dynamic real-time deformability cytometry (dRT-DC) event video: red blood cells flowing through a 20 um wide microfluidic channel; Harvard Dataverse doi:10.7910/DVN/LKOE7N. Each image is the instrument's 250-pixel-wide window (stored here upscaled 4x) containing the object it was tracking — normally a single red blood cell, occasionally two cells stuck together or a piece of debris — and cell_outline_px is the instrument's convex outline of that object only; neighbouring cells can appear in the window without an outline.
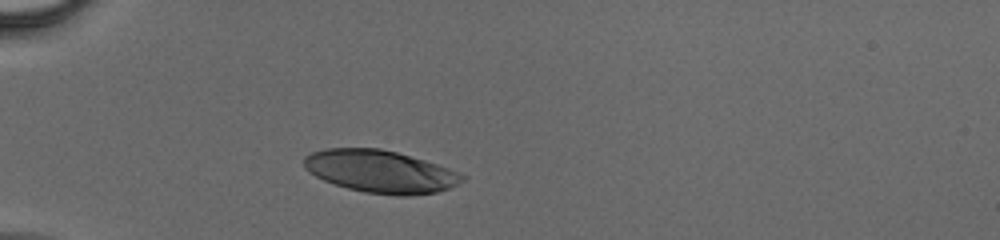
{"species": "human", "species_latin": "Homo sapiens", "temperature_condition": "cold", "stored_images_in_passage": 28, "camera_frame_rate_fps": 3000, "um_per_image_px": 0.085, "donor": {"sex": "male"}, "frame": {"image": 1, "passage_image": 1, "time_ms": 0.0, "image_size_px": [1000, 240], "cell_outline_px": [[468, 176], [464, 180], [448, 188], [436, 192], [412, 196], [396, 196], [364, 192], [348, 188], [324, 180], [308, 172], [304, 168], [304, 156], [312, 152], [328, 148], [380, 148], [396, 152], [424, 160], [460, 172]], "centroid_in_image_um": [32.34, 14.58], "position_along_channel_um": 52.7, "area_um2": 39.19}}
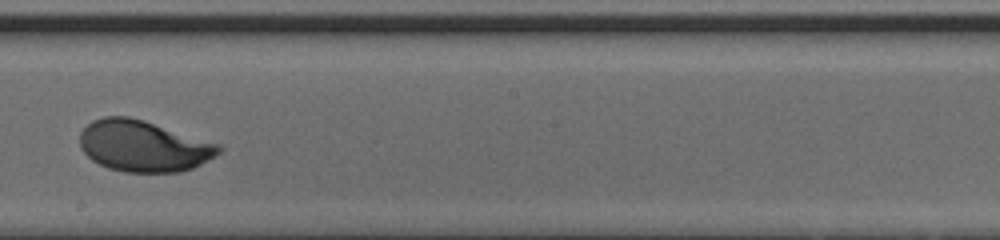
{"frame": {"image": 2, "passage_image": 15, "time_ms": 4.667, "image_size_px": [1000, 240], "cell_outline_px": [[224, 148], [216, 156], [192, 168], [180, 172], [124, 172], [108, 168], [92, 160], [80, 148], [80, 132], [92, 120], [104, 116], [128, 116], [144, 120], [220, 144]], "centroid_in_image_um": [12.2, 12.41], "position_along_channel_um": 236.0, "area_um2": 41.56}}
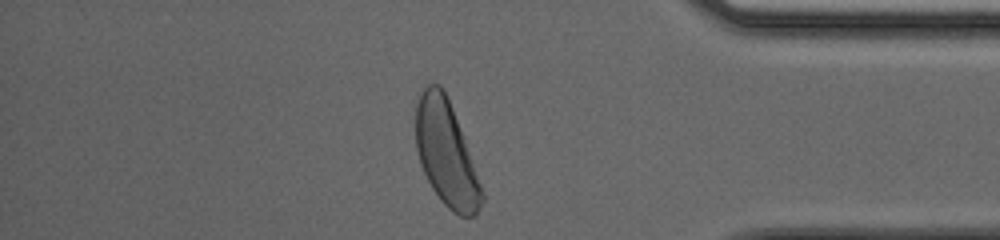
{"frame": {"image": 3, "passage_image": 27, "time_ms": 8.667, "image_size_px": [1000, 240], "cell_outline_px": [[484, 200], [476, 216], [460, 216], [452, 212], [440, 200], [432, 188], [420, 164], [416, 148], [416, 100], [424, 88], [428, 84], [440, 84], [452, 108], [464, 136], [484, 192]], "centroid_in_image_um": [37.94, 13.08], "position_along_channel_um": 397.3, "area_um2": 40.4}}